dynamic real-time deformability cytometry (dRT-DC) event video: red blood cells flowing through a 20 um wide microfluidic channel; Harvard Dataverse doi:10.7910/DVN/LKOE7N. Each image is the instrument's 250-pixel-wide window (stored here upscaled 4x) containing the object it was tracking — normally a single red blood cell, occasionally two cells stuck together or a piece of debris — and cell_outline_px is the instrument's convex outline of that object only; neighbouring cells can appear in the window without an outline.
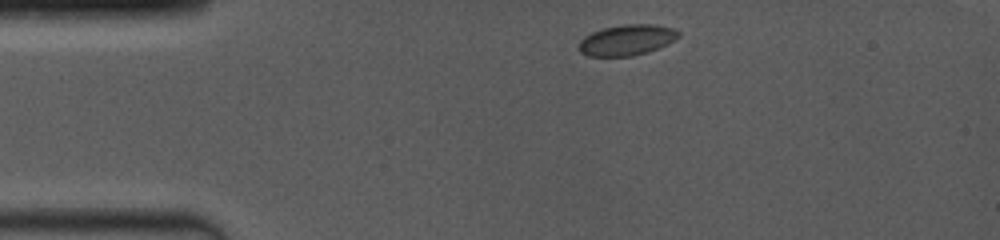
{"species": "common noctule bat (a hibernating species)", "species_latin": "Nyctalus noctula", "temperature_condition": "room temperature", "stored_images_in_passage": 11, "camera_frame_rate_fps": 4000, "um_per_image_px": 0.085, "animal": {"sex": "female", "body_mass_g": 19.0, "forearm_length_mm": 53.3}, "frame": {"image": 1, "passage_image": 1, "time_ms": 0.0, "image_size_px": [1000, 240], "cell_outline_px": [[680, 36], [676, 40], [668, 44], [648, 52], [632, 56], [588, 56], [580, 52], [576, 48], [580, 40], [584, 36], [592, 32], [604, 28], [624, 24], [652, 24], [672, 28], [680, 32]], "centroid_in_image_um": [53.27, 3.41], "position_along_channel_um": 31.7, "area_um2": 18.03}}
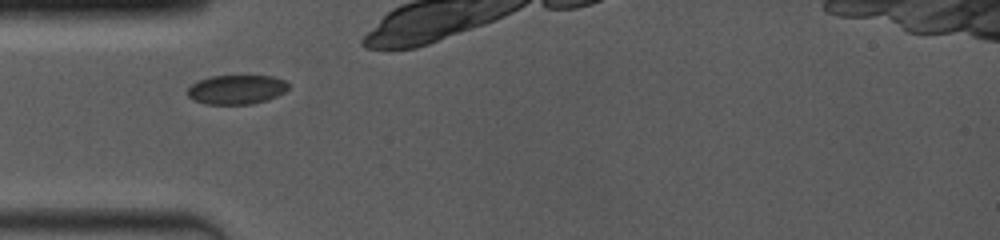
{"frame": {"image": 2, "passage_image": 8, "time_ms": 2.0, "image_size_px": [1000, 240], "cell_outline_px": [[288, 88], [284, 92], [268, 100], [252, 104], [204, 104], [192, 100], [188, 96], [188, 88], [192, 84], [200, 80], [212, 76], [272, 76], [284, 80], [288, 84]], "centroid_in_image_um": [20.1, 7.62], "position_along_channel_um": 64.9, "area_um2": 17.17}}